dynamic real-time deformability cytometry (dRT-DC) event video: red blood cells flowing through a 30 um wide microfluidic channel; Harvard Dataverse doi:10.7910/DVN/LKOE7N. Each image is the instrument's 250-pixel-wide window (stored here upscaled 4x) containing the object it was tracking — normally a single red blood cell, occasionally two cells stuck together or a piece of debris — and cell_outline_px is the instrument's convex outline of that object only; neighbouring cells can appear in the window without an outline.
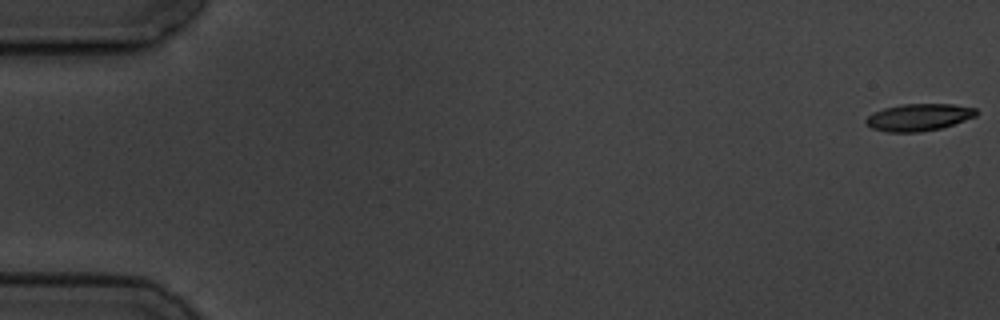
{"species": "common noctule bat (a hibernating species)", "species_latin": "Nyctalus noctula", "temperature_condition": "cold", "stored_images_in_passage": 8, "camera_frame_rate_fps": 3000, "um_per_image_px": 0.085, "animal": {"sex": "male", "body_mass_g": 19.5, "forearm_length_mm": 54.6}, "frame": {"image": 1, "passage_image": 1, "time_ms": 0.0, "image_size_px": [1000, 320], "cell_outline_px": [[980, 112], [976, 116], [940, 128], [920, 132], [888, 132], [872, 128], [864, 124], [864, 120], [868, 116], [884, 108], [900, 104], [952, 104], [976, 108]], "centroid_in_image_um": [78.09, 9.96], "position_along_channel_um": 6.9, "area_um2": 17.4}}
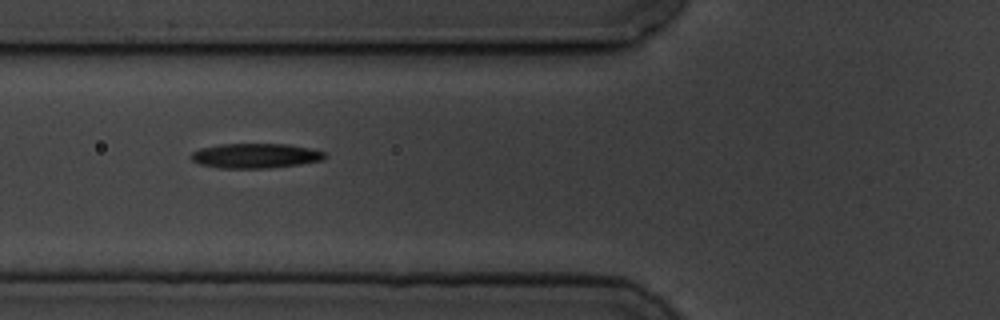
{"frame": {"image": 2, "passage_image": 7, "time_ms": 7.0, "image_size_px": [1000, 320], "cell_outline_px": [[328, 156], [324, 160], [300, 164], [268, 168], [220, 168], [200, 164], [192, 160], [188, 156], [192, 152], [200, 148], [220, 144], [288, 144], [312, 148], [324, 152]], "centroid_in_image_um": [21.73, 13.23], "position_along_channel_um": 104.1, "area_um2": 19.48}}
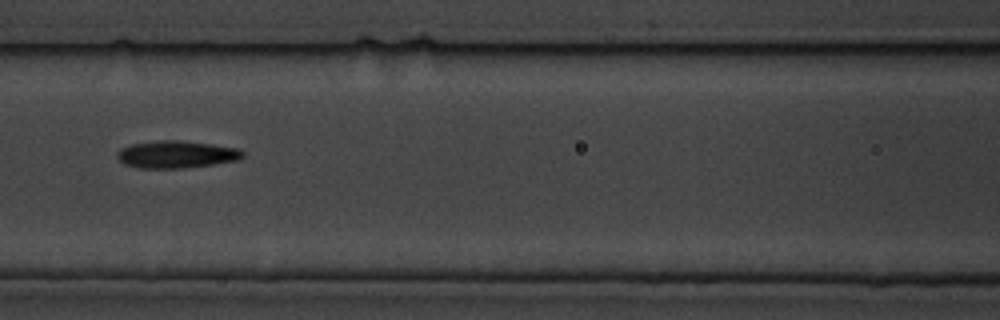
{"frame": {"image": 3, "passage_image": 8, "time_ms": 8.333, "image_size_px": [1000, 320], "cell_outline_px": [[244, 156], [236, 160], [212, 164], [184, 168], [140, 168], [124, 164], [116, 156], [116, 152], [120, 148], [132, 144], [160, 140], [180, 140], [212, 144], [240, 148], [244, 152]], "centroid_in_image_um": [14.98, 13.12], "position_along_channel_um": 151.6, "area_um2": 20.0}}